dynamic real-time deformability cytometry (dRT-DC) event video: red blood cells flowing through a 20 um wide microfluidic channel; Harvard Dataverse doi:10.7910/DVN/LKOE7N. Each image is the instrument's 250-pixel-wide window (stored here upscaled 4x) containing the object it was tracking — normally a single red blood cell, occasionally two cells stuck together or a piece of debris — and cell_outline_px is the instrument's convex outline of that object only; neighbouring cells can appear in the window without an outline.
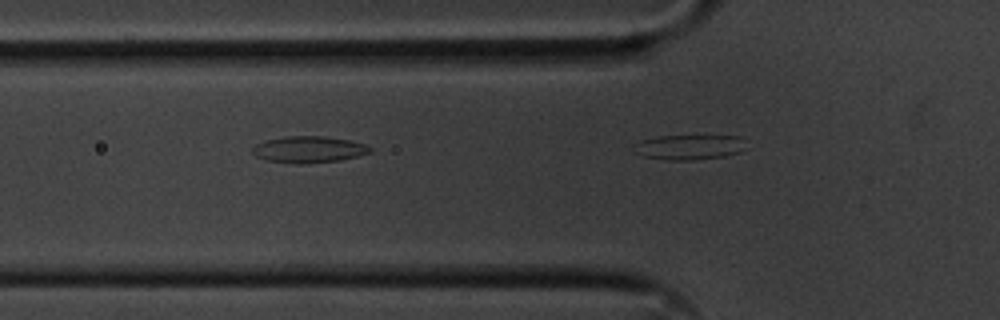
{"species": "common noctule bat (a hibernating species)", "species_latin": "Nyctalus noctula", "temperature_condition": "cold", "stored_images_in_passage": 5, "segment_of_instrument_passage": [2, 2], "camera_frame_rate_fps": 3000, "um_per_image_px": 0.085, "animal": {"sex": "male", "body_mass_g": 20.1, "forearm_length_mm": 53.5}, "frame": {"image": 1, "passage_image": 5, "time_ms": 1.333, "image_size_px": [1000, 320], "cell_outline_px": [[748, 148], [740, 152], [724, 156], [692, 160], [668, 160], [644, 156], [632, 152], [632, 144], [640, 140], [660, 136], [740, 136]], "centroid_in_image_um": [58.55, 12.51], "position_along_channel_um": 67.2, "area_um2": 16.53}}